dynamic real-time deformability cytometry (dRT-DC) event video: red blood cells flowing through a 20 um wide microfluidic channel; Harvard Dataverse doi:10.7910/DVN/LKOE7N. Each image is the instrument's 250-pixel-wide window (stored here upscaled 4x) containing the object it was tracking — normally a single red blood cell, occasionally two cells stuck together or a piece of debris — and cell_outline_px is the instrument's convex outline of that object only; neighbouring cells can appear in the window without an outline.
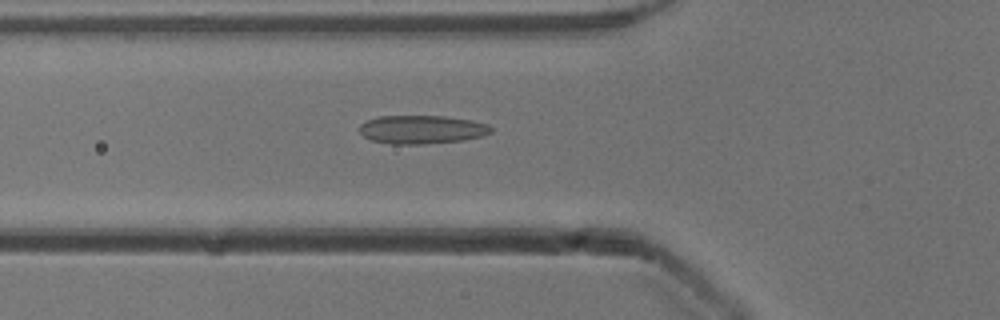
{"species": "common noctule bat (a hibernating species)", "species_latin": "Nyctalus noctula", "temperature_condition": "cold", "stored_images_in_passage": 48, "camera_frame_rate_fps": 3000, "um_per_image_px": 0.085, "animal": {"sex": "male", "body_mass_g": 13.3}, "frame": {"image": 1, "passage_image": 14, "time_ms": 4.333, "image_size_px": [1000, 320], "cell_outline_px": [[492, 132], [484, 136], [464, 140], [424, 144], [392, 144], [372, 140], [364, 136], [360, 132], [360, 124], [364, 120], [376, 116], [444, 116], [472, 120], [488, 124], [492, 128]], "centroid_in_image_um": [35.86, 11.0], "position_along_channel_um": 89.9, "area_um2": 22.02}}
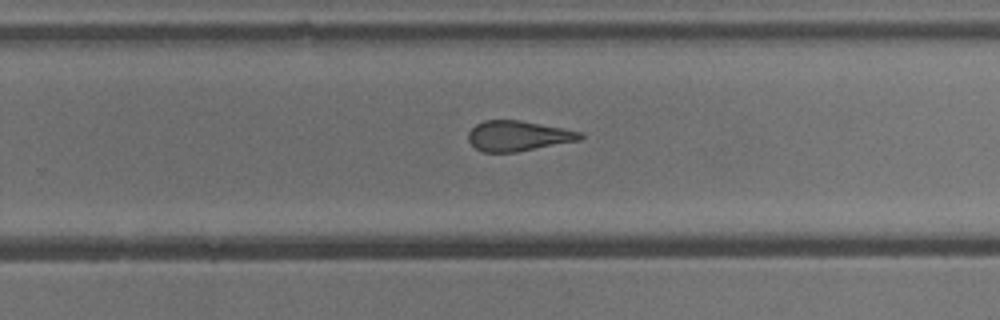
{"frame": {"image": 2, "passage_image": 29, "time_ms": 9.333, "image_size_px": [1000, 320], "cell_outline_px": [[584, 136], [580, 140], [516, 152], [484, 152], [476, 148], [468, 140], [468, 132], [476, 124], [484, 120], [520, 120], [584, 132]], "centroid_in_image_um": [44.05, 11.54], "position_along_channel_um": 285.8, "area_um2": 19.71}}
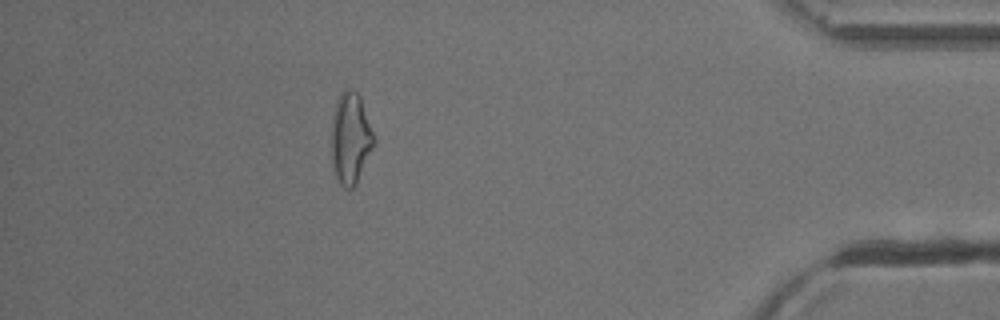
{"frame": {"image": 3, "passage_image": 42, "time_ms": 13.667, "image_size_px": [1000, 320], "cell_outline_px": [[376, 140], [356, 184], [352, 188], [344, 188], [340, 184], [336, 176], [332, 160], [332, 116], [336, 100], [340, 92], [344, 88], [352, 88], [360, 96]], "centroid_in_image_um": [29.79, 11.7], "position_along_channel_um": 405.4, "area_um2": 22.54}, "authors_computed_cell_mechanics": {"area_um2": 21.3571, "velocity_mm_per_s": 3.9044, "shape_relaxation_time_tau1_ms": null, "shape_relaxation_time_tau2_ms": 2.1445, "deformation_change_tau1": null, "deformation_change_tau2": 0.1073}}